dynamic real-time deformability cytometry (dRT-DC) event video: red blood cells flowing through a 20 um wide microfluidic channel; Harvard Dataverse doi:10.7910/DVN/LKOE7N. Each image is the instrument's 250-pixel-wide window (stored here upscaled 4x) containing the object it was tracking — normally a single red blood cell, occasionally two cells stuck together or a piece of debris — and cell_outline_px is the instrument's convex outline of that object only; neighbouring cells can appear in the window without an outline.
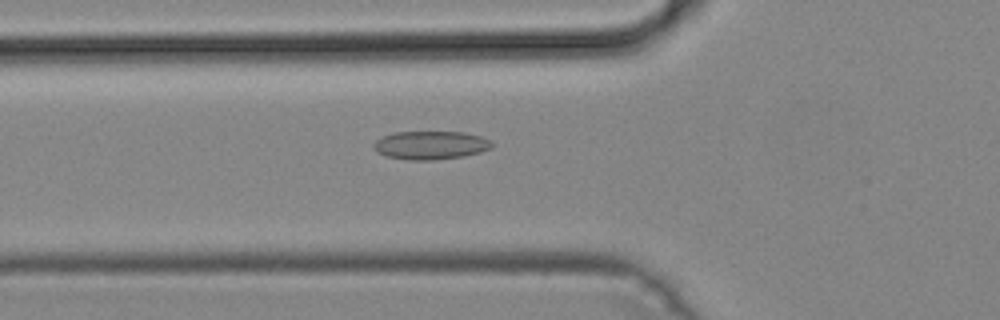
{"species": "common noctule bat (a hibernating species)", "species_latin": "Nyctalus noctula", "temperature_condition": "cold", "stored_images_in_passage": 50, "camera_frame_rate_fps": 3000, "um_per_image_px": 0.085, "animal": {"sex": "male", "body_mass_g": 19.2, "forearm_length_mm": 51.8}, "frame": {"image": 1, "passage_image": 18, "time_ms": 5.667, "image_size_px": [1000, 320], "cell_outline_px": [[492, 148], [480, 152], [464, 156], [432, 160], [408, 160], [388, 156], [376, 152], [372, 148], [372, 144], [380, 136], [392, 132], [464, 132], [480, 136], [492, 140]], "centroid_in_image_um": [36.57, 12.33], "position_along_channel_um": 89.2, "area_um2": 19.77}}
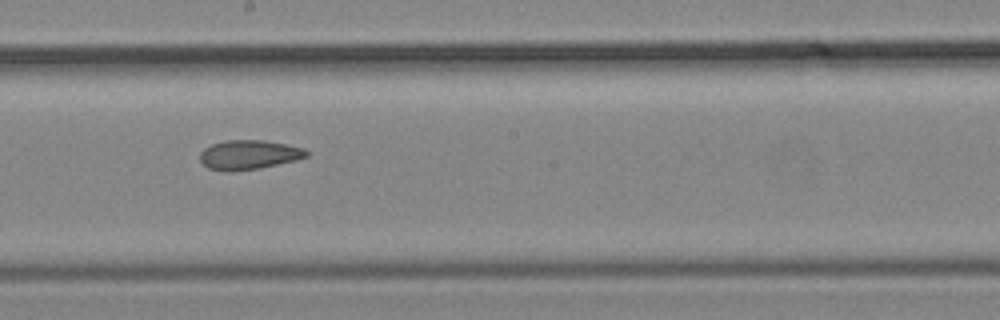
{"frame": {"image": 2, "passage_image": 28, "time_ms": 9.0, "image_size_px": [1000, 320], "cell_outline_px": [[308, 156], [296, 160], [260, 168], [232, 172], [224, 172], [208, 168], [200, 160], [200, 152], [204, 148], [212, 144], [224, 140], [264, 140], [304, 148], [308, 152]], "centroid_in_image_um": [21.12, 13.16], "position_along_channel_um": 227.1, "area_um2": 18.32}}
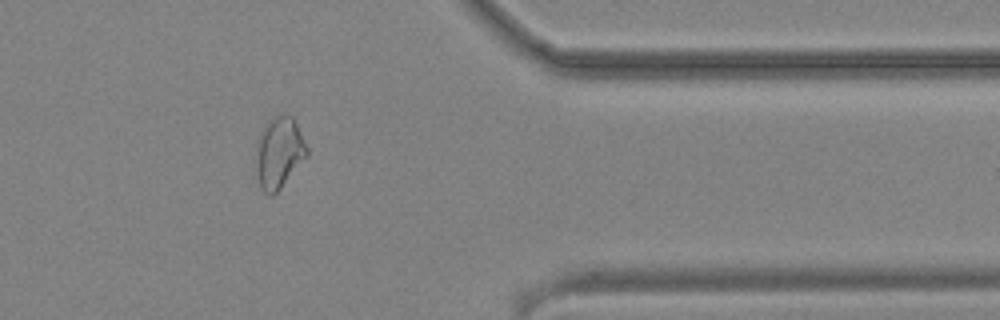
{"frame": {"image": 3, "passage_image": 41, "time_ms": 13.333, "image_size_px": [1000, 320], "cell_outline_px": [[308, 156], [280, 188], [272, 196], [268, 196], [260, 188], [256, 176], [256, 144], [260, 132], [264, 124], [272, 116], [280, 112], [292, 116], [308, 148]], "centroid_in_image_um": [23.69, 12.96], "position_along_channel_um": 387.7, "area_um2": 21.56}}